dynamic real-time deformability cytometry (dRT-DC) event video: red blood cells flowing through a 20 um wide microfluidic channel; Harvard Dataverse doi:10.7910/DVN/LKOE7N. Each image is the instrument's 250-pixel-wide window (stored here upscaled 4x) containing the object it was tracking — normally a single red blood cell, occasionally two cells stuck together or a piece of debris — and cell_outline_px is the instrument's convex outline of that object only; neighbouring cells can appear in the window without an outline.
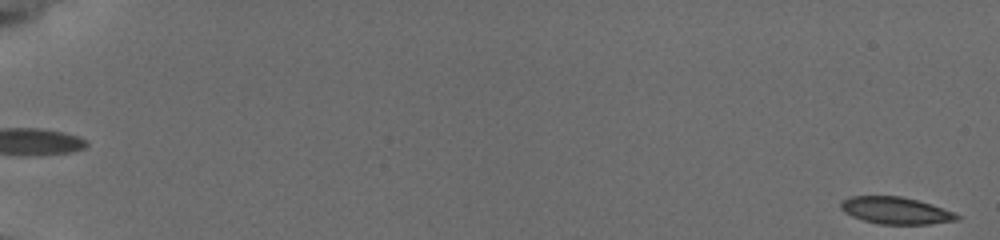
{"species": "common noctule bat (a hibernating species)", "species_latin": "Nyctalus noctula", "temperature_condition": "cold", "stored_images_in_passage": 1, "camera_frame_rate_fps": 3000, "um_per_image_px": 0.085, "animal": {"sex": "female", "body_mass_g": 19.5, "forearm_length_mm": 54.1}, "frame": {"image": 1, "passage_image": 1, "time_ms": 0.0, "image_size_px": [1000, 240], "cell_outline_px": [[960, 220], [928, 224], [880, 224], [864, 220], [852, 216], [844, 212], [840, 208], [840, 200], [852, 196], [900, 196], [916, 200], [952, 212], [960, 216]], "centroid_in_image_um": [76.08, 17.9], "position_along_channel_um": 8.9, "area_um2": 18.03}}